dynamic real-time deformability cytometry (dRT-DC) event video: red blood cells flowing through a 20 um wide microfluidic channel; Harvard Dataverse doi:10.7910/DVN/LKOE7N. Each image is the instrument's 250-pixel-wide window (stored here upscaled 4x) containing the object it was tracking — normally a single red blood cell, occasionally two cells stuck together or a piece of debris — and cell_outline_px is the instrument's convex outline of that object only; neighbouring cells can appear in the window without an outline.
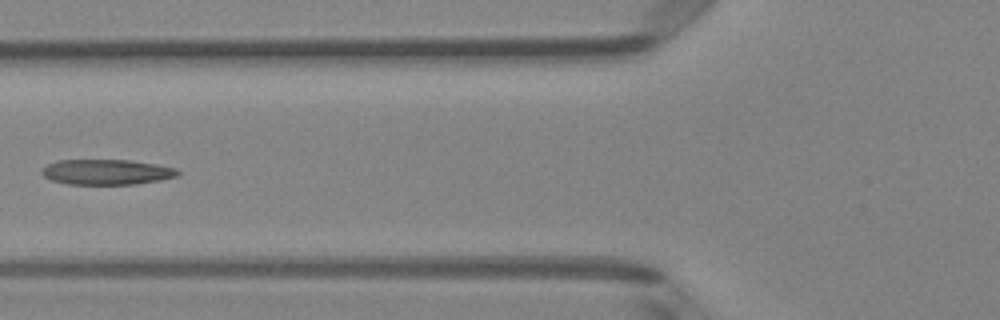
{"species": "Egyptian fruit bat (a non-hibernating species)", "species_latin": "Rousettus aegyptiacus", "temperature_condition": "room temperature", "stored_images_in_passage": 6, "camera_frame_rate_fps": 3000, "um_per_image_px": 0.085, "animal": {"sex": "female"}, "frame": {"image": 1, "passage_image": 6, "time_ms": 1.667, "image_size_px": [1000, 320], "cell_outline_px": [[180, 172], [176, 176], [160, 180], [136, 184], [68, 184], [52, 180], [44, 176], [40, 172], [48, 164], [56, 160], [128, 160], [156, 164], [176, 168]], "centroid_in_image_um": [9.06, 14.62], "position_along_channel_um": 116.7, "area_um2": 19.94}}